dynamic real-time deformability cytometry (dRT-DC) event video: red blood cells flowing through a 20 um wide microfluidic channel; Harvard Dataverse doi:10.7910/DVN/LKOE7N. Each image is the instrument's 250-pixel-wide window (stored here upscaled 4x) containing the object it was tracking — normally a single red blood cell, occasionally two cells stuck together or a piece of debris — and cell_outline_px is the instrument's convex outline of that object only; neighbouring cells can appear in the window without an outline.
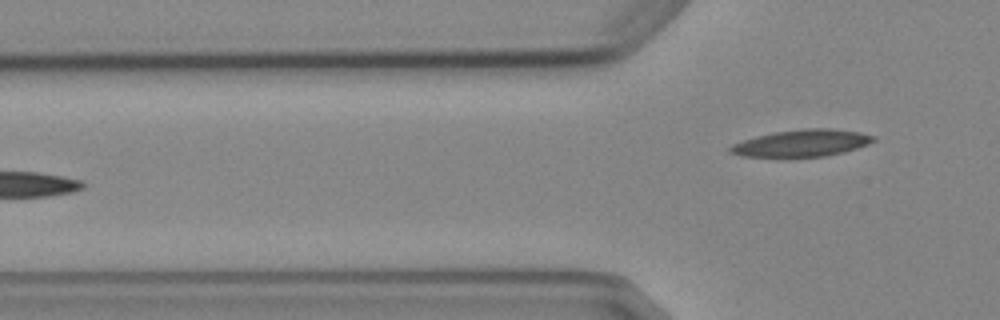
{"species": "Egyptian fruit bat (a non-hibernating species)", "species_latin": "Rousettus aegyptiacus", "temperature_condition": "cold", "stored_images_in_passage": 5, "camera_frame_rate_fps": 3000, "um_per_image_px": 0.085, "animal": {"sex": "female"}, "frame": {"image": 1, "passage_image": 5, "time_ms": 5.667, "image_size_px": [1000, 320], "cell_outline_px": [[876, 140], [868, 144], [844, 152], [824, 156], [784, 160], [740, 156], [728, 152], [728, 148], [732, 144], [756, 136], [776, 132], [804, 128], [828, 128], [860, 132], [876, 136]], "centroid_in_image_um": [68.08, 12.22], "position_along_channel_um": 57.7, "area_um2": 23.47}}